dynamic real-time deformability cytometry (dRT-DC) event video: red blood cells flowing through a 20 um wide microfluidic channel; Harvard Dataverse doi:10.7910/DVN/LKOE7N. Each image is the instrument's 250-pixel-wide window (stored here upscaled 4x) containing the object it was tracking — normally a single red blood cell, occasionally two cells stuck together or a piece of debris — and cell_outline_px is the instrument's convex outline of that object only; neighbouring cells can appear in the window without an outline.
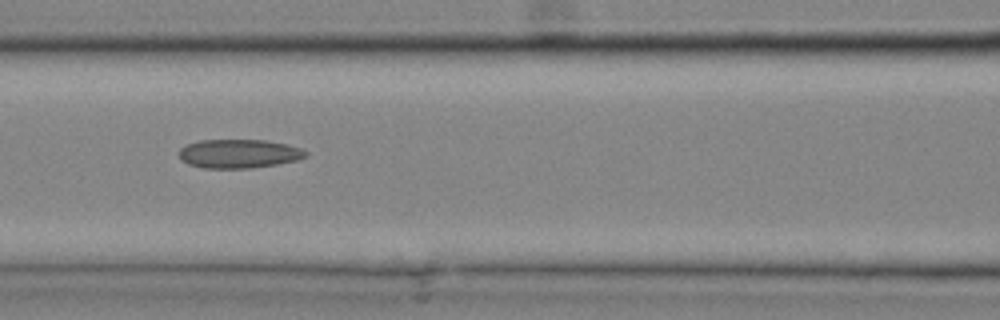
{"species": "common noctule bat (a hibernating species)", "species_latin": "Nyctalus noctula", "temperature_condition": "cold", "stored_images_in_passage": 28, "camera_frame_rate_fps": 3000, "um_per_image_px": 0.085, "animal": {"sex": "male", "body_mass_g": 20.4}, "frame": {"image": 1, "passage_image": 13, "time_ms": 4.0, "image_size_px": [1000, 320], "cell_outline_px": [[308, 156], [296, 160], [276, 164], [252, 168], [204, 168], [188, 164], [180, 160], [180, 148], [188, 144], [200, 140], [264, 140], [288, 144], [300, 148], [308, 152]], "centroid_in_image_um": [20.31, 13.06], "position_along_channel_um": 146.3, "area_um2": 21.27}}
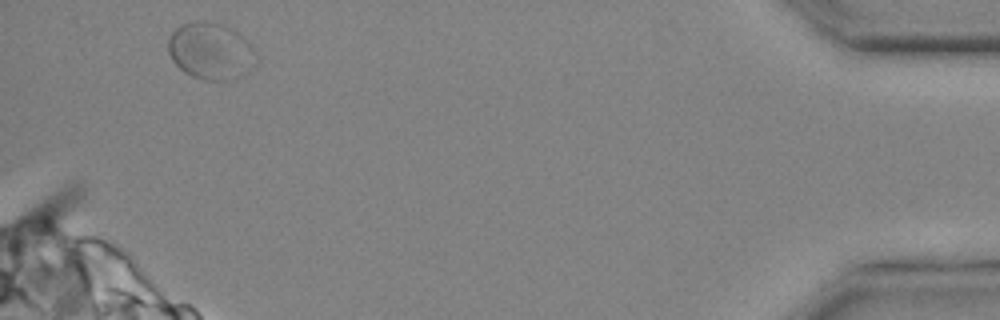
{"frame": {"image": 2, "passage_image": 28, "time_ms": 9.0, "image_size_px": [1000, 320], "cell_outline_px": [[256, 64], [248, 72], [232, 80], [204, 80], [192, 76], [184, 72], [172, 60], [168, 52], [168, 36], [180, 24], [192, 20], [208, 20], [232, 28], [244, 36], [252, 44], [256, 52]], "centroid_in_image_um": [17.93, 4.31], "position_along_channel_um": 417.3, "area_um2": 29.82}}